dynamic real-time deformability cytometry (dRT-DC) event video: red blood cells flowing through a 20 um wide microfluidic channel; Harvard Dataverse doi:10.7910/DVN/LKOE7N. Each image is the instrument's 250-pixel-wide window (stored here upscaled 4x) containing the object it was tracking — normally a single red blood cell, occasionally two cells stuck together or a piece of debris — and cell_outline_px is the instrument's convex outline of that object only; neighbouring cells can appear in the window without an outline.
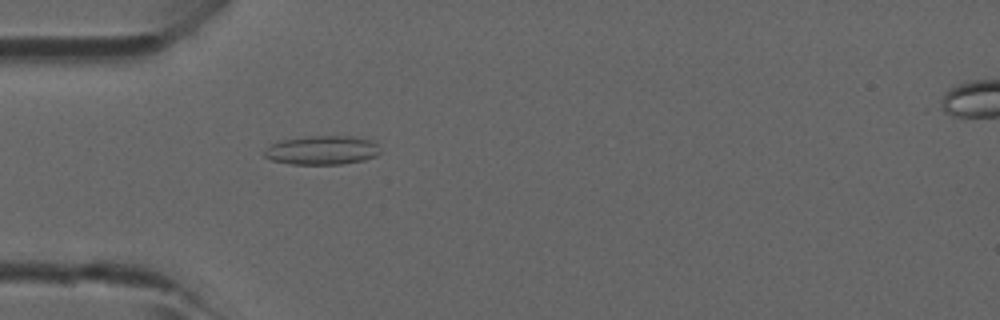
{"species": "common noctule bat (a hibernating species)", "species_latin": "Nyctalus noctula", "temperature_condition": "room temperature", "stored_images_in_passage": 46, "camera_frame_rate_fps": 3000, "um_per_image_px": 0.085, "animal": {"sex": "male", "forearm_length_mm": 52.5}, "frame": {"image": 1, "passage_image": 14, "time_ms": 4.333, "image_size_px": [1000, 320], "cell_outline_px": [[380, 152], [376, 156], [364, 160], [340, 164], [292, 164], [272, 160], [264, 156], [264, 152], [272, 144], [280, 140], [312, 136], [348, 136], [372, 140], [376, 144]], "centroid_in_image_um": [27.38, 12.77], "position_along_channel_um": 57.6, "area_um2": 19.31}}
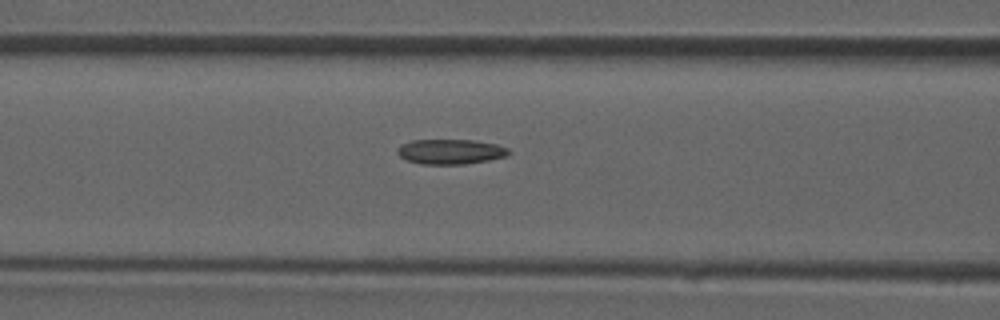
{"frame": {"image": 2, "passage_image": 19, "time_ms": 6.0, "image_size_px": [1000, 320], "cell_outline_px": [[512, 152], [508, 156], [488, 160], [464, 164], [420, 164], [404, 160], [396, 152], [396, 148], [400, 144], [412, 140], [476, 140], [496, 144], [508, 148]], "centroid_in_image_um": [38.27, 12.89], "position_along_channel_um": 128.3, "area_um2": 16.47}}
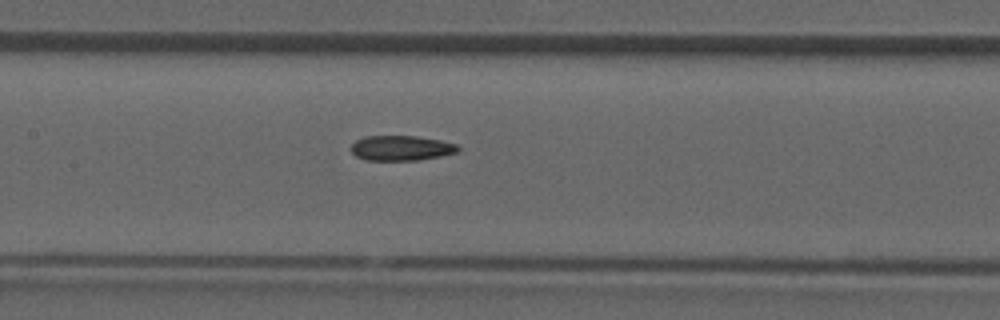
{"frame": {"image": 3, "passage_image": 22, "time_ms": 7.0, "image_size_px": [1000, 320], "cell_outline_px": [[460, 152], [420, 160], [364, 160], [356, 156], [352, 152], [352, 144], [356, 140], [364, 136], [416, 136], [440, 140], [456, 144], [460, 148]], "centroid_in_image_um": [34.12, 12.59], "position_along_channel_um": 173.3, "area_um2": 15.66}}